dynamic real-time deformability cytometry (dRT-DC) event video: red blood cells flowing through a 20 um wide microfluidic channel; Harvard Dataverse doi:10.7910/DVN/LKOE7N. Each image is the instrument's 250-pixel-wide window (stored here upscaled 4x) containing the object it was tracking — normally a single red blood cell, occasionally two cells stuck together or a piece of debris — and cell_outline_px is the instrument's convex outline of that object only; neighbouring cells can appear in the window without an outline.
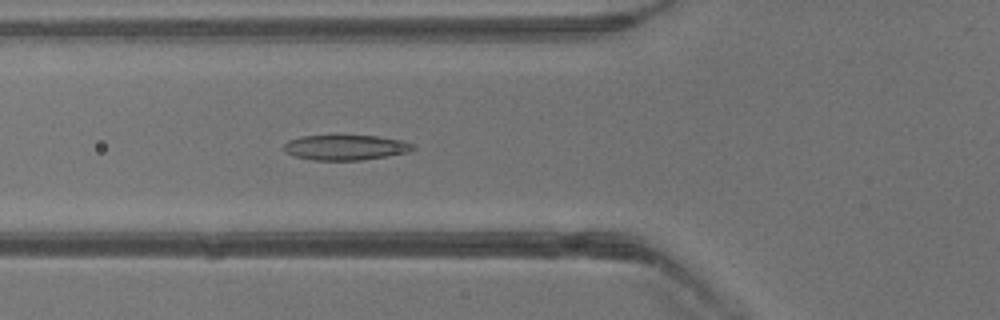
{"species": "common noctule bat (a hibernating species)", "species_latin": "Nyctalus noctula", "temperature_condition": "warm", "stored_images_in_passage": 40, "camera_frame_rate_fps": 3000, "um_per_image_px": 0.085, "animal": {"sex": "male", "body_mass_g": 13.3}, "frame": {"image": 1, "passage_image": 15, "time_ms": 4.667, "image_size_px": [1000, 320], "cell_outline_px": [[416, 148], [408, 152], [388, 156], [360, 160], [312, 160], [296, 156], [284, 152], [284, 144], [288, 140], [300, 136], [336, 132], [376, 136], [404, 140], [416, 144]], "centroid_in_image_um": [29.37, 12.47], "position_along_channel_um": 96.4, "area_um2": 20.11}}
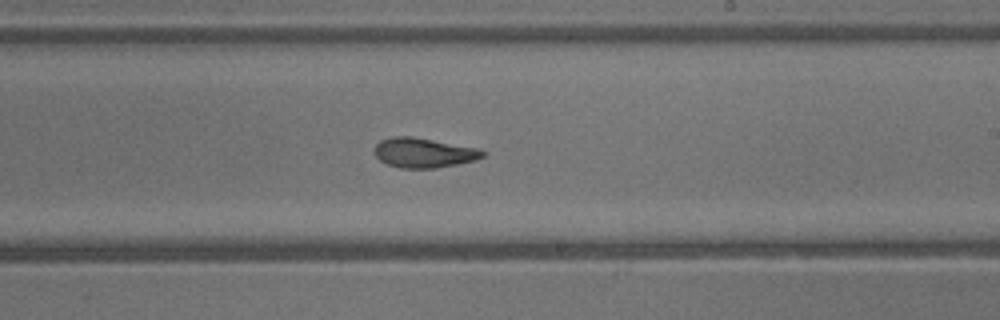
{"frame": {"image": 2, "passage_image": 24, "time_ms": 7.667, "image_size_px": [1000, 320], "cell_outline_px": [[488, 152], [484, 156], [476, 160], [436, 168], [400, 168], [388, 164], [380, 160], [372, 152], [376, 144], [380, 140], [392, 136], [412, 136], [480, 148]], "centroid_in_image_um": [36.03, 12.97], "position_along_channel_um": 253.0, "area_um2": 19.02}}
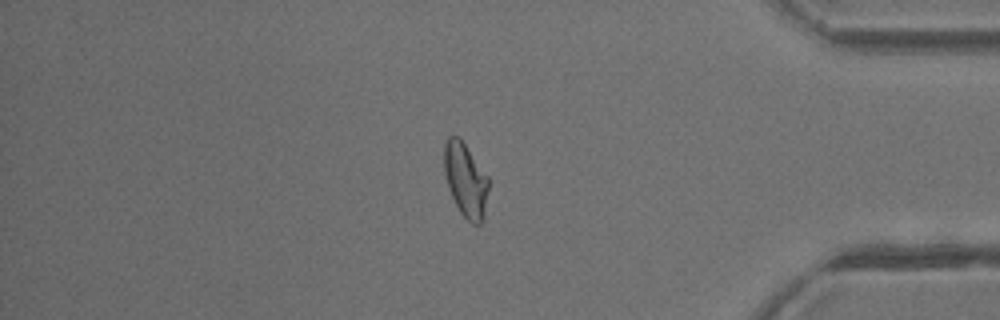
{"frame": {"image": 3, "passage_image": 34, "time_ms": 11.0, "image_size_px": [1000, 320], "cell_outline_px": [[488, 188], [484, 216], [480, 224], [472, 224], [460, 212], [448, 188], [444, 172], [444, 144], [448, 136], [460, 136], [488, 176]], "centroid_in_image_um": [39.57, 15.26], "position_along_channel_um": 395.6, "area_um2": 19.19}}